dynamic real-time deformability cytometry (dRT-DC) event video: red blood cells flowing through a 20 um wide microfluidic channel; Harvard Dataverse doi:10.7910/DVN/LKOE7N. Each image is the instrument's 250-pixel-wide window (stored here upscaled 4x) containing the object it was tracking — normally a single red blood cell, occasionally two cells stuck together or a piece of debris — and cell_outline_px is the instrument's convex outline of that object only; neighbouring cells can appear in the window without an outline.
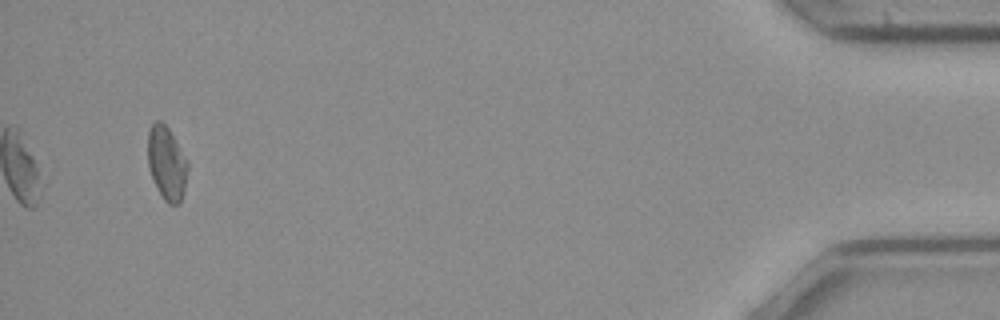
{"species": "common noctule bat (a hibernating species)", "species_latin": "Nyctalus noctula", "temperature_condition": "cold", "stored_images_in_passage": 48, "camera_frame_rate_fps": 3000, "um_per_image_px": 0.085, "animal": {"sex": "female", "body_mass_g": 21.9}, "frame": {"image": 1, "passage_image": 48, "time_ms": 15.667, "image_size_px": [1000, 320], "cell_outline_px": [[188, 168], [184, 188], [180, 204], [168, 204], [164, 200], [156, 188], [148, 168], [148, 132], [152, 124], [156, 120], [160, 120], [168, 128], [188, 160]], "centroid_in_image_um": [14.16, 13.88], "position_along_channel_um": 421.0, "area_um2": 17.17}}